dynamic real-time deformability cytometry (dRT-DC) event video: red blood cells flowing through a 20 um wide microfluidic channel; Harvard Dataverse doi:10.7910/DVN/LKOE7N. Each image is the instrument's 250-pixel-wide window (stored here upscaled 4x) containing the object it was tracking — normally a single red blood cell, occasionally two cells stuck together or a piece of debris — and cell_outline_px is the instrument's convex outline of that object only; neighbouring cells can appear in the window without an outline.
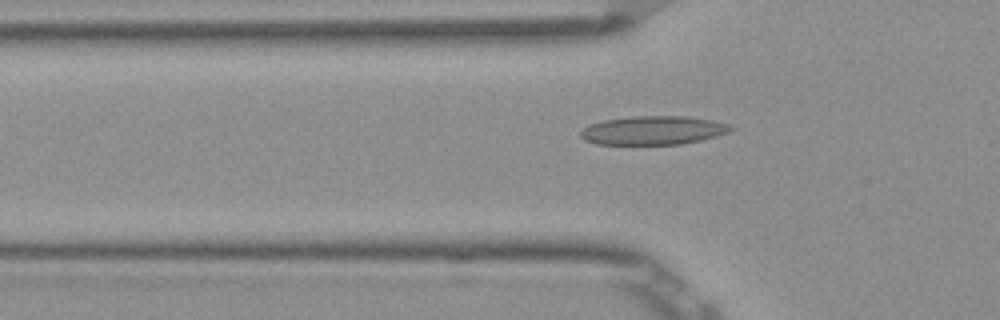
{"species": "Egyptian fruit bat (a non-hibernating species)", "species_latin": "Rousettus aegyptiacus", "temperature_condition": "room temperature", "stored_images_in_passage": 40, "camera_frame_rate_fps": 3000, "um_per_image_px": 0.085, "frame": {"image": 1, "passage_image": 11, "time_ms": 3.333, "image_size_px": [1000, 320], "cell_outline_px": [[736, 128], [732, 132], [700, 140], [680, 144], [596, 144], [584, 140], [580, 136], [580, 132], [588, 124], [604, 120], [632, 116], [684, 116], [712, 120], [728, 124]], "centroid_in_image_um": [55.53, 11.08], "position_along_channel_um": 70.3, "area_um2": 25.2}}
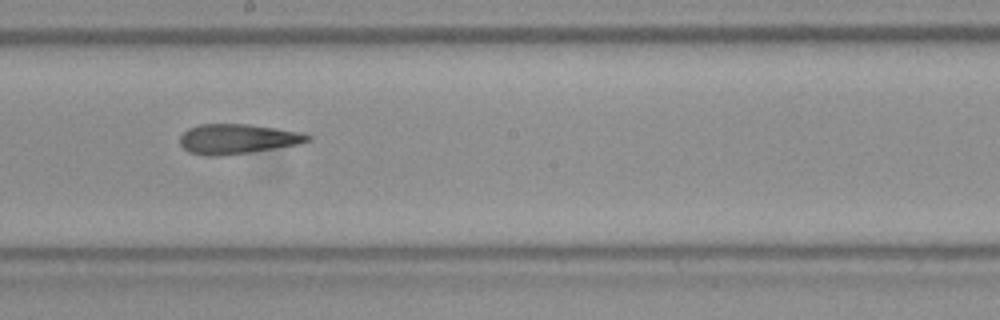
{"frame": {"image": 2, "passage_image": 23, "time_ms": 7.333, "image_size_px": [1000, 320], "cell_outline_px": [[312, 140], [300, 144], [248, 152], [216, 156], [204, 156], [188, 152], [180, 144], [180, 136], [188, 128], [200, 124], [248, 124], [304, 132], [312, 136]], "centroid_in_image_um": [20.2, 11.8], "position_along_channel_um": 228.0, "area_um2": 22.31}}
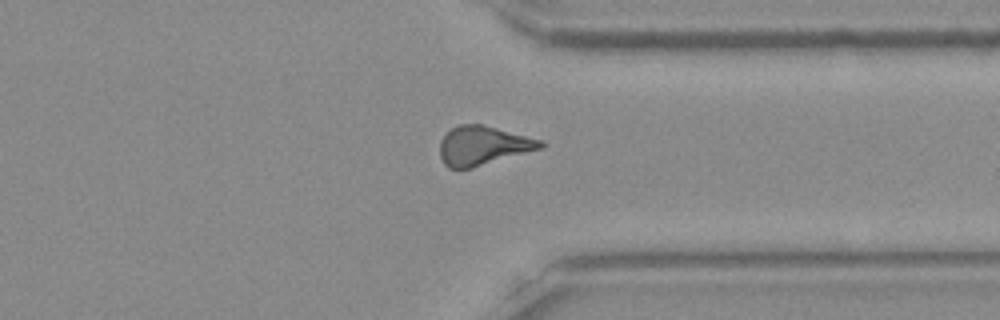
{"frame": {"image": 3, "passage_image": 34, "time_ms": 11.0, "image_size_px": [1000, 320], "cell_outline_px": [[544, 148], [472, 168], [448, 168], [444, 164], [440, 156], [440, 140], [456, 124], [480, 124], [544, 140]], "centroid_in_image_um": [41.07, 12.38], "position_along_channel_um": 370.3, "area_um2": 22.95}, "authors_computed_cell_mechanics": {"area_um2": 22.831, "velocity_mm_per_s": 3.9164, "shape_relaxation_time_tau1_ms": null, "shape_relaxation_time_tau2_ms": 4.4818, "deformation_change_tau1": null, "deformation_change_tau2": 0.1306}}